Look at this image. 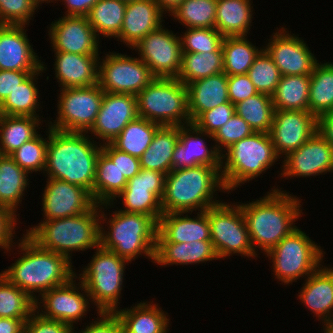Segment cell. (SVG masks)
Wrapping results in <instances>:
<instances>
[{
	"instance_id": "db71d44e",
	"label": "cell",
	"mask_w": 333,
	"mask_h": 333,
	"mask_svg": "<svg viewBox=\"0 0 333 333\" xmlns=\"http://www.w3.org/2000/svg\"><path fill=\"white\" fill-rule=\"evenodd\" d=\"M102 151L117 165L121 174L129 180L141 169L140 159L115 148L111 143L102 144Z\"/></svg>"
},
{
	"instance_id": "ffe728a7",
	"label": "cell",
	"mask_w": 333,
	"mask_h": 333,
	"mask_svg": "<svg viewBox=\"0 0 333 333\" xmlns=\"http://www.w3.org/2000/svg\"><path fill=\"white\" fill-rule=\"evenodd\" d=\"M50 42L54 52L99 55V38L85 16H63L51 23Z\"/></svg>"
},
{
	"instance_id": "f546056e",
	"label": "cell",
	"mask_w": 333,
	"mask_h": 333,
	"mask_svg": "<svg viewBox=\"0 0 333 333\" xmlns=\"http://www.w3.org/2000/svg\"><path fill=\"white\" fill-rule=\"evenodd\" d=\"M218 260L211 241L184 243L156 242L154 262L163 267L167 265H189Z\"/></svg>"
},
{
	"instance_id": "6f0895ef",
	"label": "cell",
	"mask_w": 333,
	"mask_h": 333,
	"mask_svg": "<svg viewBox=\"0 0 333 333\" xmlns=\"http://www.w3.org/2000/svg\"><path fill=\"white\" fill-rule=\"evenodd\" d=\"M97 321L85 326L79 333H121V321L116 312H97ZM73 333H77L73 331Z\"/></svg>"
},
{
	"instance_id": "2644e50d",
	"label": "cell",
	"mask_w": 333,
	"mask_h": 333,
	"mask_svg": "<svg viewBox=\"0 0 333 333\" xmlns=\"http://www.w3.org/2000/svg\"><path fill=\"white\" fill-rule=\"evenodd\" d=\"M121 1H124V2L128 3V2H131V1H134V0H121Z\"/></svg>"
},
{
	"instance_id": "484cf974",
	"label": "cell",
	"mask_w": 333,
	"mask_h": 333,
	"mask_svg": "<svg viewBox=\"0 0 333 333\" xmlns=\"http://www.w3.org/2000/svg\"><path fill=\"white\" fill-rule=\"evenodd\" d=\"M163 14L155 0L128 2L123 26L116 39L132 49L142 38L162 25Z\"/></svg>"
},
{
	"instance_id": "c3c4849f",
	"label": "cell",
	"mask_w": 333,
	"mask_h": 333,
	"mask_svg": "<svg viewBox=\"0 0 333 333\" xmlns=\"http://www.w3.org/2000/svg\"><path fill=\"white\" fill-rule=\"evenodd\" d=\"M48 137L38 134L32 140L25 142L9 156L28 174L44 171L46 167Z\"/></svg>"
},
{
	"instance_id": "7bdbcfd3",
	"label": "cell",
	"mask_w": 333,
	"mask_h": 333,
	"mask_svg": "<svg viewBox=\"0 0 333 333\" xmlns=\"http://www.w3.org/2000/svg\"><path fill=\"white\" fill-rule=\"evenodd\" d=\"M160 127L157 123L137 117L127 124L111 144L122 152L140 158Z\"/></svg>"
},
{
	"instance_id": "ee69618b",
	"label": "cell",
	"mask_w": 333,
	"mask_h": 333,
	"mask_svg": "<svg viewBox=\"0 0 333 333\" xmlns=\"http://www.w3.org/2000/svg\"><path fill=\"white\" fill-rule=\"evenodd\" d=\"M235 112L254 132H270L275 112L272 96L258 93L235 104Z\"/></svg>"
},
{
	"instance_id": "836d02e7",
	"label": "cell",
	"mask_w": 333,
	"mask_h": 333,
	"mask_svg": "<svg viewBox=\"0 0 333 333\" xmlns=\"http://www.w3.org/2000/svg\"><path fill=\"white\" fill-rule=\"evenodd\" d=\"M127 181L117 165H114L111 159L101 151L96 163L93 185L94 202L96 204H103L105 209L108 206L110 207L117 196L124 190Z\"/></svg>"
},
{
	"instance_id": "be15d7a7",
	"label": "cell",
	"mask_w": 333,
	"mask_h": 333,
	"mask_svg": "<svg viewBox=\"0 0 333 333\" xmlns=\"http://www.w3.org/2000/svg\"><path fill=\"white\" fill-rule=\"evenodd\" d=\"M28 319L0 318V333H23Z\"/></svg>"
},
{
	"instance_id": "f907efd6",
	"label": "cell",
	"mask_w": 333,
	"mask_h": 333,
	"mask_svg": "<svg viewBox=\"0 0 333 333\" xmlns=\"http://www.w3.org/2000/svg\"><path fill=\"white\" fill-rule=\"evenodd\" d=\"M254 133L250 125L240 117L236 112L234 115L212 136L215 141V147L220 154L234 143L249 137ZM224 149H223V148Z\"/></svg>"
},
{
	"instance_id": "d590c367",
	"label": "cell",
	"mask_w": 333,
	"mask_h": 333,
	"mask_svg": "<svg viewBox=\"0 0 333 333\" xmlns=\"http://www.w3.org/2000/svg\"><path fill=\"white\" fill-rule=\"evenodd\" d=\"M40 120L39 117L0 115V154L10 155L35 138Z\"/></svg>"
},
{
	"instance_id": "2e32d148",
	"label": "cell",
	"mask_w": 333,
	"mask_h": 333,
	"mask_svg": "<svg viewBox=\"0 0 333 333\" xmlns=\"http://www.w3.org/2000/svg\"><path fill=\"white\" fill-rule=\"evenodd\" d=\"M165 178L166 174L163 172L141 168L117 196L122 199L125 208L119 210L150 216L158 224L163 215L161 200L164 196Z\"/></svg>"
},
{
	"instance_id": "7dc6e473",
	"label": "cell",
	"mask_w": 333,
	"mask_h": 333,
	"mask_svg": "<svg viewBox=\"0 0 333 333\" xmlns=\"http://www.w3.org/2000/svg\"><path fill=\"white\" fill-rule=\"evenodd\" d=\"M247 75L259 93L272 96L281 78L279 68L263 49L249 68Z\"/></svg>"
},
{
	"instance_id": "d6986e66",
	"label": "cell",
	"mask_w": 333,
	"mask_h": 333,
	"mask_svg": "<svg viewBox=\"0 0 333 333\" xmlns=\"http://www.w3.org/2000/svg\"><path fill=\"white\" fill-rule=\"evenodd\" d=\"M282 161L280 177H309L333 172V147L318 130Z\"/></svg>"
},
{
	"instance_id": "60d3db41",
	"label": "cell",
	"mask_w": 333,
	"mask_h": 333,
	"mask_svg": "<svg viewBox=\"0 0 333 333\" xmlns=\"http://www.w3.org/2000/svg\"><path fill=\"white\" fill-rule=\"evenodd\" d=\"M223 72V51L220 46L214 52H182L181 69L177 79L187 85L193 81Z\"/></svg>"
},
{
	"instance_id": "9f6ffc18",
	"label": "cell",
	"mask_w": 333,
	"mask_h": 333,
	"mask_svg": "<svg viewBox=\"0 0 333 333\" xmlns=\"http://www.w3.org/2000/svg\"><path fill=\"white\" fill-rule=\"evenodd\" d=\"M227 85L229 100L233 105L259 93L247 74L227 76Z\"/></svg>"
},
{
	"instance_id": "680465c9",
	"label": "cell",
	"mask_w": 333,
	"mask_h": 333,
	"mask_svg": "<svg viewBox=\"0 0 333 333\" xmlns=\"http://www.w3.org/2000/svg\"><path fill=\"white\" fill-rule=\"evenodd\" d=\"M17 214L6 207L0 206V248L11 251L16 230Z\"/></svg>"
},
{
	"instance_id": "9a60e30c",
	"label": "cell",
	"mask_w": 333,
	"mask_h": 333,
	"mask_svg": "<svg viewBox=\"0 0 333 333\" xmlns=\"http://www.w3.org/2000/svg\"><path fill=\"white\" fill-rule=\"evenodd\" d=\"M75 277L76 275L64 285L44 292L41 298L38 296L35 301V310L39 312L40 308L44 307V310H41L43 313H39L42 317L75 327L73 326L74 323L87 314L90 307L88 301L93 304L84 284L80 280L77 287ZM80 290L84 292L81 293ZM41 303L43 304L40 306Z\"/></svg>"
},
{
	"instance_id": "bcb514c9",
	"label": "cell",
	"mask_w": 333,
	"mask_h": 333,
	"mask_svg": "<svg viewBox=\"0 0 333 333\" xmlns=\"http://www.w3.org/2000/svg\"><path fill=\"white\" fill-rule=\"evenodd\" d=\"M217 0H184L170 15L187 28H215Z\"/></svg>"
},
{
	"instance_id": "8fae6325",
	"label": "cell",
	"mask_w": 333,
	"mask_h": 333,
	"mask_svg": "<svg viewBox=\"0 0 333 333\" xmlns=\"http://www.w3.org/2000/svg\"><path fill=\"white\" fill-rule=\"evenodd\" d=\"M221 203L208 208L211 242L219 259L232 254L258 257L254 251L247 224L239 204Z\"/></svg>"
},
{
	"instance_id": "816d5d0a",
	"label": "cell",
	"mask_w": 333,
	"mask_h": 333,
	"mask_svg": "<svg viewBox=\"0 0 333 333\" xmlns=\"http://www.w3.org/2000/svg\"><path fill=\"white\" fill-rule=\"evenodd\" d=\"M37 7L32 0H0V25H28Z\"/></svg>"
},
{
	"instance_id": "91938a15",
	"label": "cell",
	"mask_w": 333,
	"mask_h": 333,
	"mask_svg": "<svg viewBox=\"0 0 333 333\" xmlns=\"http://www.w3.org/2000/svg\"><path fill=\"white\" fill-rule=\"evenodd\" d=\"M34 72L36 71L0 70V104Z\"/></svg>"
},
{
	"instance_id": "d6a6232c",
	"label": "cell",
	"mask_w": 333,
	"mask_h": 333,
	"mask_svg": "<svg viewBox=\"0 0 333 333\" xmlns=\"http://www.w3.org/2000/svg\"><path fill=\"white\" fill-rule=\"evenodd\" d=\"M251 0H217L215 28L224 36H247L252 26Z\"/></svg>"
},
{
	"instance_id": "5bb4252c",
	"label": "cell",
	"mask_w": 333,
	"mask_h": 333,
	"mask_svg": "<svg viewBox=\"0 0 333 333\" xmlns=\"http://www.w3.org/2000/svg\"><path fill=\"white\" fill-rule=\"evenodd\" d=\"M161 25L147 34L134 47L154 77L177 78L181 69L180 36Z\"/></svg>"
},
{
	"instance_id": "11a10c76",
	"label": "cell",
	"mask_w": 333,
	"mask_h": 333,
	"mask_svg": "<svg viewBox=\"0 0 333 333\" xmlns=\"http://www.w3.org/2000/svg\"><path fill=\"white\" fill-rule=\"evenodd\" d=\"M75 327L42 317L36 310L25 322V333H73Z\"/></svg>"
},
{
	"instance_id": "f5cc1de1",
	"label": "cell",
	"mask_w": 333,
	"mask_h": 333,
	"mask_svg": "<svg viewBox=\"0 0 333 333\" xmlns=\"http://www.w3.org/2000/svg\"><path fill=\"white\" fill-rule=\"evenodd\" d=\"M235 113V105L226 102L203 112L193 124L201 131L214 135Z\"/></svg>"
},
{
	"instance_id": "f35d334b",
	"label": "cell",
	"mask_w": 333,
	"mask_h": 333,
	"mask_svg": "<svg viewBox=\"0 0 333 333\" xmlns=\"http://www.w3.org/2000/svg\"><path fill=\"white\" fill-rule=\"evenodd\" d=\"M310 75L281 76L272 95L275 110L308 111Z\"/></svg>"
},
{
	"instance_id": "4fadbf2b",
	"label": "cell",
	"mask_w": 333,
	"mask_h": 333,
	"mask_svg": "<svg viewBox=\"0 0 333 333\" xmlns=\"http://www.w3.org/2000/svg\"><path fill=\"white\" fill-rule=\"evenodd\" d=\"M154 78L139 57L110 52L98 63V85L106 93L137 95Z\"/></svg>"
},
{
	"instance_id": "1f68e13d",
	"label": "cell",
	"mask_w": 333,
	"mask_h": 333,
	"mask_svg": "<svg viewBox=\"0 0 333 333\" xmlns=\"http://www.w3.org/2000/svg\"><path fill=\"white\" fill-rule=\"evenodd\" d=\"M179 134L180 126H161L139 158L140 167L167 175L172 170V156L179 141Z\"/></svg>"
},
{
	"instance_id": "ba28073f",
	"label": "cell",
	"mask_w": 333,
	"mask_h": 333,
	"mask_svg": "<svg viewBox=\"0 0 333 333\" xmlns=\"http://www.w3.org/2000/svg\"><path fill=\"white\" fill-rule=\"evenodd\" d=\"M136 97L141 118L161 126L191 124L187 85L177 78L155 77Z\"/></svg>"
},
{
	"instance_id": "cb8c5ba5",
	"label": "cell",
	"mask_w": 333,
	"mask_h": 333,
	"mask_svg": "<svg viewBox=\"0 0 333 333\" xmlns=\"http://www.w3.org/2000/svg\"><path fill=\"white\" fill-rule=\"evenodd\" d=\"M203 136L212 139V135L199 130L193 123L180 126L179 141L172 156V170L197 165L221 166V154L215 146L208 149Z\"/></svg>"
},
{
	"instance_id": "74e56055",
	"label": "cell",
	"mask_w": 333,
	"mask_h": 333,
	"mask_svg": "<svg viewBox=\"0 0 333 333\" xmlns=\"http://www.w3.org/2000/svg\"><path fill=\"white\" fill-rule=\"evenodd\" d=\"M44 66L42 62L40 70L32 73L13 92L9 93L0 104V115L40 117L36 113L40 102H38L39 91L35 82L38 79L36 77L47 69Z\"/></svg>"
},
{
	"instance_id": "83f0119b",
	"label": "cell",
	"mask_w": 333,
	"mask_h": 333,
	"mask_svg": "<svg viewBox=\"0 0 333 333\" xmlns=\"http://www.w3.org/2000/svg\"><path fill=\"white\" fill-rule=\"evenodd\" d=\"M55 78L60 89L98 84L99 55L54 52ZM99 57V58H98Z\"/></svg>"
},
{
	"instance_id": "ab89813d",
	"label": "cell",
	"mask_w": 333,
	"mask_h": 333,
	"mask_svg": "<svg viewBox=\"0 0 333 333\" xmlns=\"http://www.w3.org/2000/svg\"><path fill=\"white\" fill-rule=\"evenodd\" d=\"M223 72L227 76L247 74L263 49L255 47L246 36H227L222 41Z\"/></svg>"
},
{
	"instance_id": "b9f144b4",
	"label": "cell",
	"mask_w": 333,
	"mask_h": 333,
	"mask_svg": "<svg viewBox=\"0 0 333 333\" xmlns=\"http://www.w3.org/2000/svg\"><path fill=\"white\" fill-rule=\"evenodd\" d=\"M127 3L121 0H98L86 16L97 37L116 38L122 29Z\"/></svg>"
},
{
	"instance_id": "30bf717a",
	"label": "cell",
	"mask_w": 333,
	"mask_h": 333,
	"mask_svg": "<svg viewBox=\"0 0 333 333\" xmlns=\"http://www.w3.org/2000/svg\"><path fill=\"white\" fill-rule=\"evenodd\" d=\"M298 227L265 255L272 259L275 278L284 285L308 277L323 261V251Z\"/></svg>"
},
{
	"instance_id": "6da1fadb",
	"label": "cell",
	"mask_w": 333,
	"mask_h": 333,
	"mask_svg": "<svg viewBox=\"0 0 333 333\" xmlns=\"http://www.w3.org/2000/svg\"><path fill=\"white\" fill-rule=\"evenodd\" d=\"M47 130L44 170L47 177L80 186L93 198L96 163L102 151V143L99 146L86 135L88 133L62 131L49 126Z\"/></svg>"
},
{
	"instance_id": "f6af8a7d",
	"label": "cell",
	"mask_w": 333,
	"mask_h": 333,
	"mask_svg": "<svg viewBox=\"0 0 333 333\" xmlns=\"http://www.w3.org/2000/svg\"><path fill=\"white\" fill-rule=\"evenodd\" d=\"M35 300L0 274V318L28 319Z\"/></svg>"
},
{
	"instance_id": "603a6c76",
	"label": "cell",
	"mask_w": 333,
	"mask_h": 333,
	"mask_svg": "<svg viewBox=\"0 0 333 333\" xmlns=\"http://www.w3.org/2000/svg\"><path fill=\"white\" fill-rule=\"evenodd\" d=\"M26 25H0V70L38 71L42 62L30 45Z\"/></svg>"
},
{
	"instance_id": "7402d4cb",
	"label": "cell",
	"mask_w": 333,
	"mask_h": 333,
	"mask_svg": "<svg viewBox=\"0 0 333 333\" xmlns=\"http://www.w3.org/2000/svg\"><path fill=\"white\" fill-rule=\"evenodd\" d=\"M137 117L136 95L104 92L95 124L89 132L101 139L103 144L111 143Z\"/></svg>"
},
{
	"instance_id": "7a4b0ae2",
	"label": "cell",
	"mask_w": 333,
	"mask_h": 333,
	"mask_svg": "<svg viewBox=\"0 0 333 333\" xmlns=\"http://www.w3.org/2000/svg\"><path fill=\"white\" fill-rule=\"evenodd\" d=\"M20 239L17 247L22 256L0 274L35 301L37 292L41 296L77 274L65 256L40 247L26 233Z\"/></svg>"
},
{
	"instance_id": "44dd1931",
	"label": "cell",
	"mask_w": 333,
	"mask_h": 333,
	"mask_svg": "<svg viewBox=\"0 0 333 333\" xmlns=\"http://www.w3.org/2000/svg\"><path fill=\"white\" fill-rule=\"evenodd\" d=\"M47 180L42 194L43 220L77 216L96 204L92 195L80 186L53 178Z\"/></svg>"
},
{
	"instance_id": "e7e4bbea",
	"label": "cell",
	"mask_w": 333,
	"mask_h": 333,
	"mask_svg": "<svg viewBox=\"0 0 333 333\" xmlns=\"http://www.w3.org/2000/svg\"><path fill=\"white\" fill-rule=\"evenodd\" d=\"M161 11L172 13L184 0H155ZM169 11V12H168Z\"/></svg>"
},
{
	"instance_id": "7c38bea8",
	"label": "cell",
	"mask_w": 333,
	"mask_h": 333,
	"mask_svg": "<svg viewBox=\"0 0 333 333\" xmlns=\"http://www.w3.org/2000/svg\"><path fill=\"white\" fill-rule=\"evenodd\" d=\"M57 113L50 128L68 132L89 133L95 124L103 100L104 91L98 84L88 87H72L60 90Z\"/></svg>"
},
{
	"instance_id": "681fc988",
	"label": "cell",
	"mask_w": 333,
	"mask_h": 333,
	"mask_svg": "<svg viewBox=\"0 0 333 333\" xmlns=\"http://www.w3.org/2000/svg\"><path fill=\"white\" fill-rule=\"evenodd\" d=\"M224 36L216 28H187L182 35V52H214L221 45Z\"/></svg>"
},
{
	"instance_id": "3957f363",
	"label": "cell",
	"mask_w": 333,
	"mask_h": 333,
	"mask_svg": "<svg viewBox=\"0 0 333 333\" xmlns=\"http://www.w3.org/2000/svg\"><path fill=\"white\" fill-rule=\"evenodd\" d=\"M271 191L256 201L239 204L254 251L261 248L265 254L297 228L294 222L303 211L299 198L278 188Z\"/></svg>"
},
{
	"instance_id": "e0dca14e",
	"label": "cell",
	"mask_w": 333,
	"mask_h": 333,
	"mask_svg": "<svg viewBox=\"0 0 333 333\" xmlns=\"http://www.w3.org/2000/svg\"><path fill=\"white\" fill-rule=\"evenodd\" d=\"M286 28L273 32L263 49L279 68L280 74L311 75L318 60L303 39L289 34ZM271 40V41H270Z\"/></svg>"
},
{
	"instance_id": "8992f818",
	"label": "cell",
	"mask_w": 333,
	"mask_h": 333,
	"mask_svg": "<svg viewBox=\"0 0 333 333\" xmlns=\"http://www.w3.org/2000/svg\"><path fill=\"white\" fill-rule=\"evenodd\" d=\"M109 231L100 225V246L127 261L144 254L154 262L158 224L150 217L121 210L108 219Z\"/></svg>"
},
{
	"instance_id": "e575fe53",
	"label": "cell",
	"mask_w": 333,
	"mask_h": 333,
	"mask_svg": "<svg viewBox=\"0 0 333 333\" xmlns=\"http://www.w3.org/2000/svg\"><path fill=\"white\" fill-rule=\"evenodd\" d=\"M28 173L9 155L0 154V206L15 214L29 185Z\"/></svg>"
},
{
	"instance_id": "d4e9b609",
	"label": "cell",
	"mask_w": 333,
	"mask_h": 333,
	"mask_svg": "<svg viewBox=\"0 0 333 333\" xmlns=\"http://www.w3.org/2000/svg\"><path fill=\"white\" fill-rule=\"evenodd\" d=\"M187 213L185 217L183 216L185 212L163 214L158 222L156 242L211 241L207 213L205 211L197 212L195 218H190Z\"/></svg>"
},
{
	"instance_id": "6125c7cd",
	"label": "cell",
	"mask_w": 333,
	"mask_h": 333,
	"mask_svg": "<svg viewBox=\"0 0 333 333\" xmlns=\"http://www.w3.org/2000/svg\"><path fill=\"white\" fill-rule=\"evenodd\" d=\"M317 130L333 147V112L326 113L318 118Z\"/></svg>"
},
{
	"instance_id": "03108f58",
	"label": "cell",
	"mask_w": 333,
	"mask_h": 333,
	"mask_svg": "<svg viewBox=\"0 0 333 333\" xmlns=\"http://www.w3.org/2000/svg\"><path fill=\"white\" fill-rule=\"evenodd\" d=\"M37 6H39V4H42V3H44V2H46V3H50V1L49 0H32Z\"/></svg>"
},
{
	"instance_id": "a7ac6f4b",
	"label": "cell",
	"mask_w": 333,
	"mask_h": 333,
	"mask_svg": "<svg viewBox=\"0 0 333 333\" xmlns=\"http://www.w3.org/2000/svg\"><path fill=\"white\" fill-rule=\"evenodd\" d=\"M121 333H133L129 332L122 324H121Z\"/></svg>"
},
{
	"instance_id": "003e7915",
	"label": "cell",
	"mask_w": 333,
	"mask_h": 333,
	"mask_svg": "<svg viewBox=\"0 0 333 333\" xmlns=\"http://www.w3.org/2000/svg\"><path fill=\"white\" fill-rule=\"evenodd\" d=\"M323 329H324V333H333V329H331L328 326H323Z\"/></svg>"
},
{
	"instance_id": "8d00e7d4",
	"label": "cell",
	"mask_w": 333,
	"mask_h": 333,
	"mask_svg": "<svg viewBox=\"0 0 333 333\" xmlns=\"http://www.w3.org/2000/svg\"><path fill=\"white\" fill-rule=\"evenodd\" d=\"M308 111L317 119L333 112V62L315 65L310 75Z\"/></svg>"
},
{
	"instance_id": "89a4df30",
	"label": "cell",
	"mask_w": 333,
	"mask_h": 333,
	"mask_svg": "<svg viewBox=\"0 0 333 333\" xmlns=\"http://www.w3.org/2000/svg\"><path fill=\"white\" fill-rule=\"evenodd\" d=\"M328 327H330L331 329H333V320H332L331 323L328 325Z\"/></svg>"
},
{
	"instance_id": "f1b7e54d",
	"label": "cell",
	"mask_w": 333,
	"mask_h": 333,
	"mask_svg": "<svg viewBox=\"0 0 333 333\" xmlns=\"http://www.w3.org/2000/svg\"><path fill=\"white\" fill-rule=\"evenodd\" d=\"M188 111L191 123L203 112L230 102L227 75L222 72L187 84Z\"/></svg>"
},
{
	"instance_id": "277c9868",
	"label": "cell",
	"mask_w": 333,
	"mask_h": 333,
	"mask_svg": "<svg viewBox=\"0 0 333 333\" xmlns=\"http://www.w3.org/2000/svg\"><path fill=\"white\" fill-rule=\"evenodd\" d=\"M101 209L104 210L103 204H95L89 211L77 216L43 220L25 233L40 247L72 261L70 253L73 251L80 252L100 246L101 220L107 219Z\"/></svg>"
},
{
	"instance_id": "ac0fdd59",
	"label": "cell",
	"mask_w": 333,
	"mask_h": 333,
	"mask_svg": "<svg viewBox=\"0 0 333 333\" xmlns=\"http://www.w3.org/2000/svg\"><path fill=\"white\" fill-rule=\"evenodd\" d=\"M318 128V119L309 111L275 110L269 132L279 159L303 145Z\"/></svg>"
},
{
	"instance_id": "5b68a950",
	"label": "cell",
	"mask_w": 333,
	"mask_h": 333,
	"mask_svg": "<svg viewBox=\"0 0 333 333\" xmlns=\"http://www.w3.org/2000/svg\"><path fill=\"white\" fill-rule=\"evenodd\" d=\"M221 166L197 165L171 170L165 178L161 200L163 214L206 211L221 202L214 200L218 190L226 191L222 182Z\"/></svg>"
},
{
	"instance_id": "4316f807",
	"label": "cell",
	"mask_w": 333,
	"mask_h": 333,
	"mask_svg": "<svg viewBox=\"0 0 333 333\" xmlns=\"http://www.w3.org/2000/svg\"><path fill=\"white\" fill-rule=\"evenodd\" d=\"M305 281L299 299L328 326L333 320V268L321 265Z\"/></svg>"
},
{
	"instance_id": "52a82bcc",
	"label": "cell",
	"mask_w": 333,
	"mask_h": 333,
	"mask_svg": "<svg viewBox=\"0 0 333 333\" xmlns=\"http://www.w3.org/2000/svg\"><path fill=\"white\" fill-rule=\"evenodd\" d=\"M226 150L221 154L220 169L226 192L257 178L279 158L270 134L264 132H254Z\"/></svg>"
},
{
	"instance_id": "4dcf8cb0",
	"label": "cell",
	"mask_w": 333,
	"mask_h": 333,
	"mask_svg": "<svg viewBox=\"0 0 333 333\" xmlns=\"http://www.w3.org/2000/svg\"><path fill=\"white\" fill-rule=\"evenodd\" d=\"M131 309L116 310L122 325L133 333H167L169 318L158 304L140 302Z\"/></svg>"
},
{
	"instance_id": "94428289",
	"label": "cell",
	"mask_w": 333,
	"mask_h": 333,
	"mask_svg": "<svg viewBox=\"0 0 333 333\" xmlns=\"http://www.w3.org/2000/svg\"><path fill=\"white\" fill-rule=\"evenodd\" d=\"M67 5V16H87L98 0H62Z\"/></svg>"
},
{
	"instance_id": "9c48e42d",
	"label": "cell",
	"mask_w": 333,
	"mask_h": 333,
	"mask_svg": "<svg viewBox=\"0 0 333 333\" xmlns=\"http://www.w3.org/2000/svg\"><path fill=\"white\" fill-rule=\"evenodd\" d=\"M95 253L76 278L84 284L98 312H115L119 308L123 275L129 261L101 246Z\"/></svg>"
}]
</instances>
